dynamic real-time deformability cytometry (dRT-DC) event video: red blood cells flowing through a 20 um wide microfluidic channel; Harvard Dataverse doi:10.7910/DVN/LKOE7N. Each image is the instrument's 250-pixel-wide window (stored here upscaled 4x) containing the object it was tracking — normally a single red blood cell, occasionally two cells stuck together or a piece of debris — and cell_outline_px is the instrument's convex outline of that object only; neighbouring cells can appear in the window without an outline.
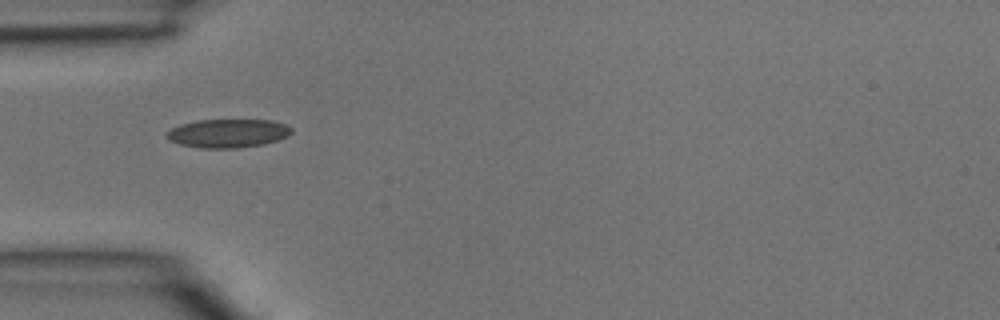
{"species": "common noctule bat (a hibernating species)", "species_latin": "Nyctalus noctula", "temperature_condition": "room temperature", "stored_images_in_passage": 4, "camera_frame_rate_fps": 3000, "um_per_image_px": 0.085, "animal": {"sex": "male", "body_mass_g": 15.6}, "frame": {"image": 1, "passage_image": 4, "time_ms": 1.0, "image_size_px": [1000, 320], "cell_outline_px": [[292, 132], [288, 136], [264, 144], [236, 148], [200, 148], [180, 144], [168, 140], [164, 136], [164, 132], [180, 124], [196, 120], [272, 120], [288, 124], [292, 128]], "centroid_in_image_um": [19.35, 11.32], "position_along_channel_um": 65.7, "area_um2": 21.04}}